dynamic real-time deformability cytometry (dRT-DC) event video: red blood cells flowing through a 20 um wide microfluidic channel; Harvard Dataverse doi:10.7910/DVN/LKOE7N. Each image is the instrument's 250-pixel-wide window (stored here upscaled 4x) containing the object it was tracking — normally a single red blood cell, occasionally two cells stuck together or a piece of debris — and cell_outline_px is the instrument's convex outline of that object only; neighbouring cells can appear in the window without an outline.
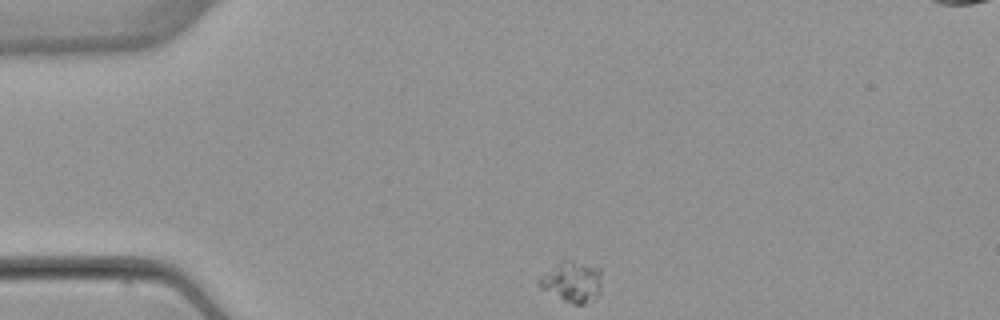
{"species": "common noctule bat (a hibernating species)", "species_latin": "Nyctalus noctula", "temperature_condition": "warm", "stored_images_in_passage": 45, "segment_of_instrument_passage": [1, 2], "camera_frame_rate_fps": 3000, "um_per_image_px": 0.085, "animal": {"sex": "female", "body_mass_g": 22.7, "forearm_length_mm": 54.2}, "frame": {"image": 1, "passage_image": 1, "time_ms": 0.0, "image_size_px": [1000, 320], "cell_outline_px": [[600, 292], [596, 296], [584, 304], [572, 304], [540, 288], [536, 284], [560, 260], [568, 260], [600, 268]], "centroid_in_image_um": [48.64, 23.96], "position_along_channel_um": 36.4, "area_um2": 14.33}}
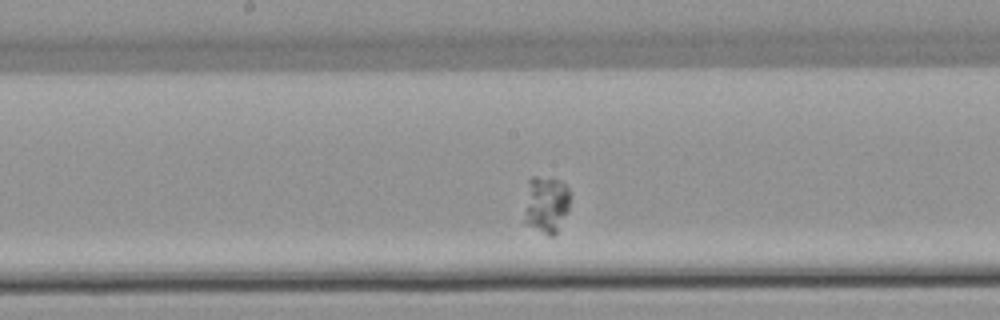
{"frame": {"image": 2, "passage_image": 18, "time_ms": 5.667, "image_size_px": [1000, 320], "cell_outline_px": [[568, 212], [556, 232], [552, 236], [548, 236], [528, 224], [524, 220], [528, 180], [532, 176], [536, 176], [560, 180], [568, 188]], "centroid_in_image_um": [46.41, 17.36], "position_along_channel_um": 201.8, "area_um2": 14.97}}
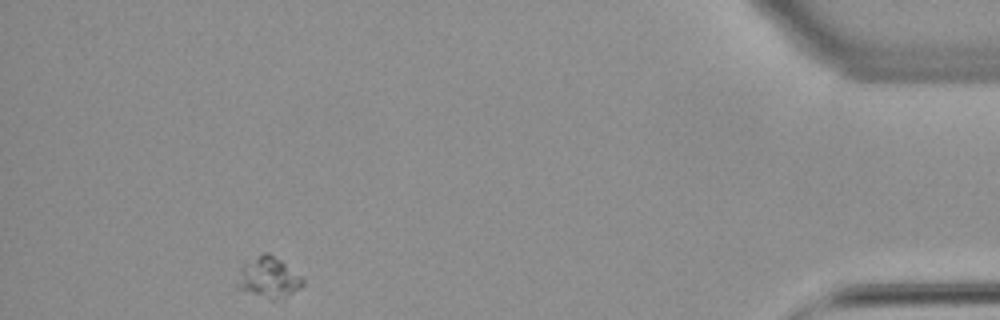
{"frame": {"image": 3, "passage_image": 40, "time_ms": 13.0, "image_size_px": [1000, 320], "cell_outline_px": [[304, 284], [300, 288], [284, 300], [268, 300], [240, 288], [240, 284], [244, 260], [264, 252], [268, 252], [280, 260], [300, 276], [304, 280]], "centroid_in_image_um": [22.9, 23.6], "position_along_channel_um": 412.3, "area_um2": 15.32}}